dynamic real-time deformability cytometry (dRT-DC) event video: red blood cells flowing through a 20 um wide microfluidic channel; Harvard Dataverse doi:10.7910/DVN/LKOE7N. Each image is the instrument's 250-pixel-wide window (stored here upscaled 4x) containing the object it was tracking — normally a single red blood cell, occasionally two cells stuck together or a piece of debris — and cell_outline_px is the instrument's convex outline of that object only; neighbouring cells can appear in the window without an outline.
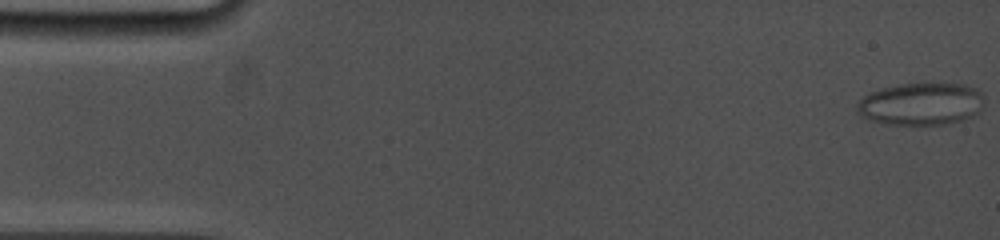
{"species": "common noctule bat (a hibernating species)", "species_latin": "Nyctalus noctula", "temperature_condition": "cold", "stored_images_in_passage": 80, "camera_frame_rate_fps": 5000, "um_per_image_px": 0.085, "animal": {"sex": "female", "body_mass_g": 19.0, "forearm_length_mm": 53.3}, "frame": {"image": 1, "passage_image": 1, "time_ms": 0.0, "image_size_px": [1000, 240], "cell_outline_px": [[984, 104], [980, 112], [972, 116], [960, 120], [944, 124], [888, 124], [868, 120], [860, 116], [856, 112], [856, 104], [864, 96], [872, 92], [884, 88], [900, 84], [964, 84], [976, 88], [984, 96]], "centroid_in_image_um": [78.3, 8.84], "position_along_channel_um": 6.7, "area_um2": 31.39}}
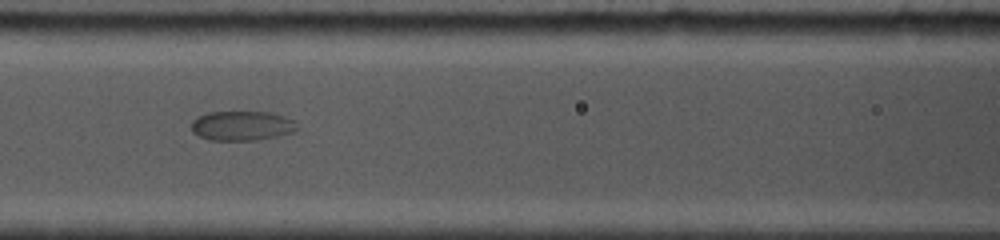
{"frame": {"image": 2, "passage_image": 34, "time_ms": 7.2, "image_size_px": [1000, 240], "cell_outline_px": [[300, 128], [296, 132], [256, 140], [208, 140], [192, 132], [192, 120], [196, 116], [208, 112], [268, 112], [284, 116], [296, 120]], "centroid_in_image_um": [20.6, 10.68], "position_along_channel_um": 146.0, "area_um2": 18.5}}
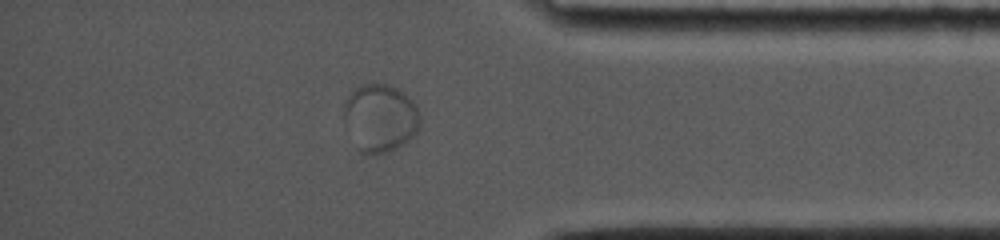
{"frame": {"image": 3, "passage_image": 68, "time_ms": 14.2, "image_size_px": [1000, 240], "cell_outline_px": [[420, 128], [404, 144], [388, 152], [360, 152], [344, 124], [344, 100], [352, 88], [360, 84], [388, 84], [404, 92], [416, 104], [420, 116]], "centroid_in_image_um": [32.3, 9.98], "position_along_channel_um": 402.9, "area_um2": 30.29}}